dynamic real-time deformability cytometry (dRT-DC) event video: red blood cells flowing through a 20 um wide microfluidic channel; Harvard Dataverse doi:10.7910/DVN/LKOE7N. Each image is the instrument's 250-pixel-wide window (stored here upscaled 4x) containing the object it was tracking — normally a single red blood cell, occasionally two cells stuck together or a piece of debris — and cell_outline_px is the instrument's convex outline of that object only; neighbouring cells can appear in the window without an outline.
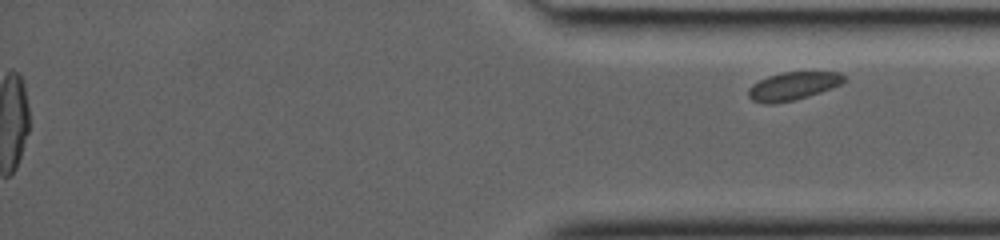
{"species": "common noctule bat (a hibernating species)", "species_latin": "Nyctalus noctula", "temperature_condition": "room temperature", "stored_images_in_passage": 37, "segment_of_instrument_passage": [2, 2], "camera_frame_rate_fps": 3000, "um_per_image_px": 0.085, "animal": {"sex": "female", "body_mass_g": 19.0, "forearm_length_mm": 53.3}, "frame": {"image": 1, "passage_image": 37, "time_ms": 12.0, "image_size_px": [1000, 240], "cell_outline_px": [[848, 80], [832, 88], [808, 96], [792, 100], [772, 104], [764, 104], [752, 100], [748, 96], [748, 88], [752, 84], [768, 76], [784, 72], [840, 72]], "centroid_in_image_um": [67.4, 7.31], "position_along_channel_um": 367.8, "area_um2": 15.61}}